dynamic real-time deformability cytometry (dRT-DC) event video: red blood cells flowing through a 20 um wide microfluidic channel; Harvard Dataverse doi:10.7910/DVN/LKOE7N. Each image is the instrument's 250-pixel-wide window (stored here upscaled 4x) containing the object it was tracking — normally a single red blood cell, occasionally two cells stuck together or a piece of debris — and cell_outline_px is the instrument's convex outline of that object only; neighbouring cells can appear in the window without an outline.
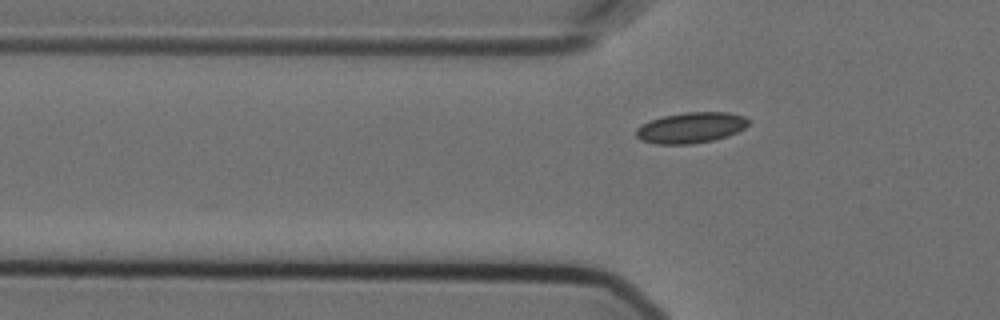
{"species": "Egyptian fruit bat (a non-hibernating species)", "species_latin": "Rousettus aegyptiacus", "temperature_condition": "cold", "stored_images_in_passage": 42, "camera_frame_rate_fps": 3000, "um_per_image_px": 0.085, "animal": {"sex": "female"}, "frame": {"image": 1, "passage_image": 7, "time_ms": 2.0, "image_size_px": [1000, 320], "cell_outline_px": [[752, 120], [744, 128], [728, 136], [712, 140], [692, 144], [656, 144], [640, 140], [636, 136], [636, 128], [640, 124], [664, 116], [684, 112], [728, 112], [744, 116]], "centroid_in_image_um": [58.73, 10.85], "position_along_channel_um": 67.1, "area_um2": 20.23}}
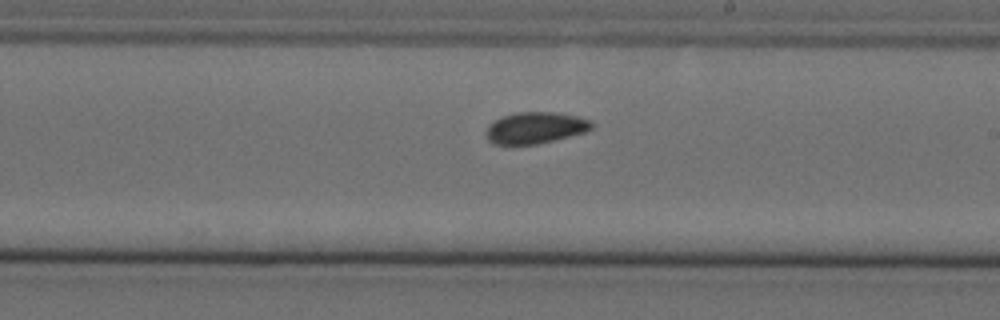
{"frame": {"image": 2, "passage_image": 22, "time_ms": 7.0, "image_size_px": [1000, 320], "cell_outline_px": [[592, 128], [584, 132], [536, 144], [492, 144], [488, 140], [484, 132], [488, 124], [504, 116], [516, 112], [556, 112], [576, 116], [592, 120]], "centroid_in_image_um": [45.46, 10.86], "position_along_channel_um": 243.5, "area_um2": 19.25}}
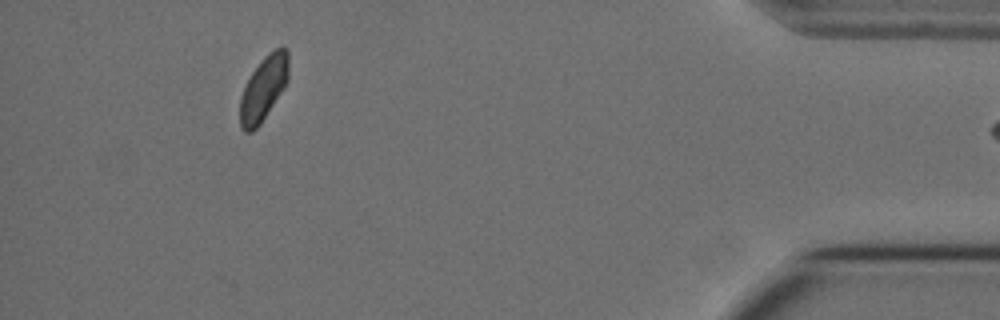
{"frame": {"image": 3, "passage_image": 41, "time_ms": 13.333, "image_size_px": [1000, 320], "cell_outline_px": [[288, 80], [284, 88], [260, 124], [252, 132], [244, 132], [240, 128], [240, 96], [252, 72], [264, 56], [268, 52], [276, 48], [288, 48]], "centroid_in_image_um": [22.4, 7.52], "position_along_channel_um": 412.8, "area_um2": 18.15}}